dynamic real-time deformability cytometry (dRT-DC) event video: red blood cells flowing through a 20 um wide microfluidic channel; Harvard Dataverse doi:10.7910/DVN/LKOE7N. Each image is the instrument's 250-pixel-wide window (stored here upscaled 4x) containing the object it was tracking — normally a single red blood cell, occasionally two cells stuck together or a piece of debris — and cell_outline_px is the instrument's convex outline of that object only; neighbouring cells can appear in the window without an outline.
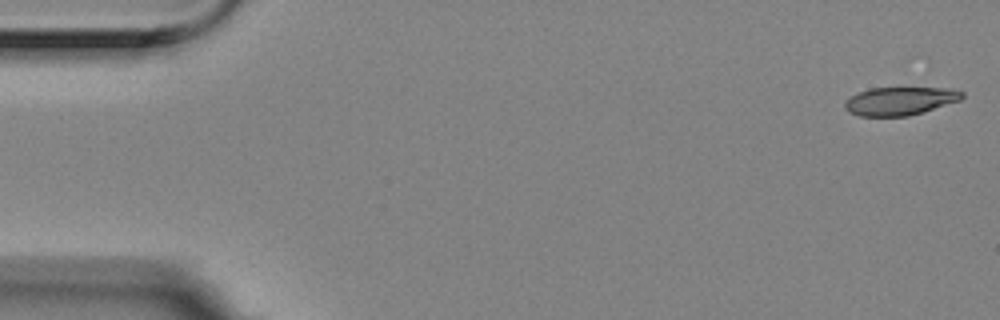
{"species": "Egyptian fruit bat (a non-hibernating species)", "species_latin": "Rousettus aegyptiacus", "temperature_condition": "room temperature", "stored_images_in_passage": 5, "camera_frame_rate_fps": 3000, "um_per_image_px": 0.085, "animal": {"sex": "female"}, "frame": {"image": 1, "passage_image": 1, "time_ms": 0.0, "image_size_px": [1000, 320], "cell_outline_px": [[964, 96], [960, 100], [908, 116], [860, 116], [848, 112], [844, 108], [844, 104], [852, 96], [868, 88], [952, 88], [964, 92]], "centroid_in_image_um": [76.5, 8.58], "position_along_channel_um": 8.5, "area_um2": 19.07}}
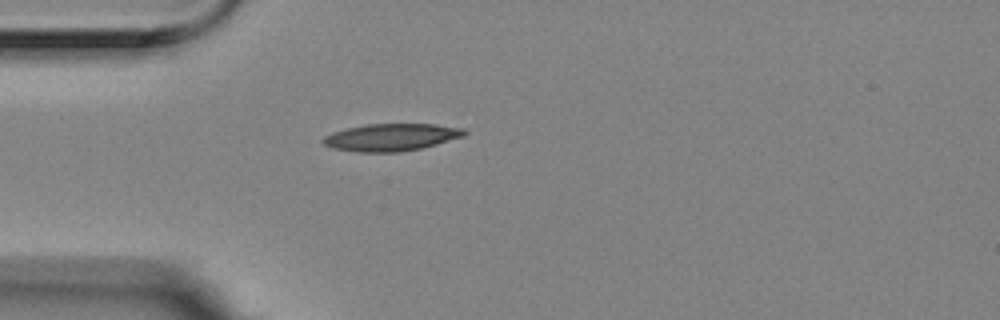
{"frame": {"image": 2, "passage_image": 5, "time_ms": 1.333, "image_size_px": [1000, 320], "cell_outline_px": [[468, 132], [464, 136], [436, 144], [420, 148], [400, 152], [356, 152], [332, 148], [324, 144], [320, 140], [324, 136], [332, 132], [348, 128], [368, 124], [436, 124], [464, 128]], "centroid_in_image_um": [33.25, 11.66], "position_along_channel_um": 51.8, "area_um2": 22.48}}